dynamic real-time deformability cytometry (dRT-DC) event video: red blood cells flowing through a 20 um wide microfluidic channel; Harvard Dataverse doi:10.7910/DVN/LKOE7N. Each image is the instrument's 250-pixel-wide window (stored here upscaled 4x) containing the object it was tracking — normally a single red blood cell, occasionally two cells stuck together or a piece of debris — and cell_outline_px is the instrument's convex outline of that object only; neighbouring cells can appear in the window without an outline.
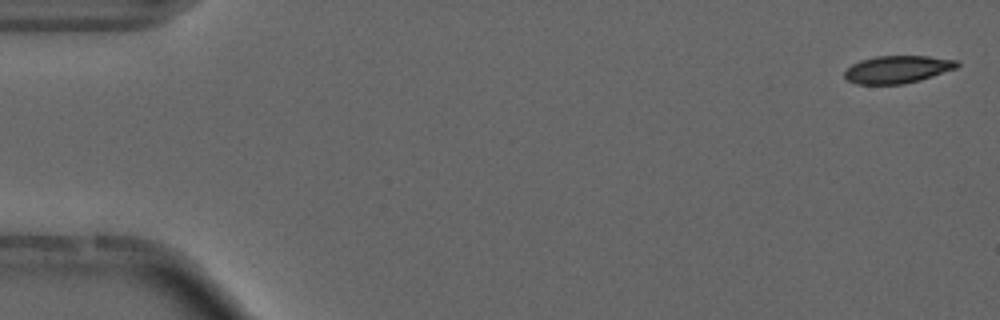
{"species": "common noctule bat (a hibernating species)", "species_latin": "Nyctalus noctula", "temperature_condition": "cold", "stored_images_in_passage": 55, "camera_frame_rate_fps": 3000, "um_per_image_px": 0.085, "animal": {"sex": "male", "forearm_length_mm": 52.5}, "frame": {"image": 1, "passage_image": 2, "time_ms": 0.333, "image_size_px": [1000, 320], "cell_outline_px": [[960, 64], [956, 68], [920, 80], [904, 84], [856, 84], [848, 80], [844, 76], [844, 72], [852, 64], [860, 60], [876, 56], [928, 56], [956, 60]], "centroid_in_image_um": [76.27, 5.9], "position_along_channel_um": 8.7, "area_um2": 17.98}}
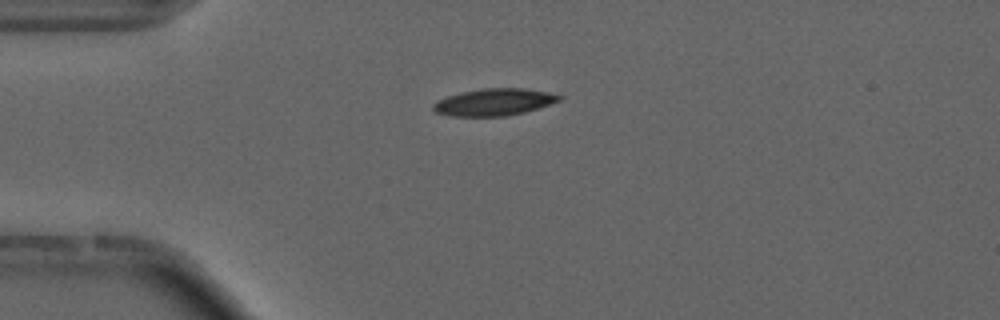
{"frame": {"image": 2, "passage_image": 14, "time_ms": 4.333, "image_size_px": [1000, 320], "cell_outline_px": [[564, 96], [560, 100], [524, 112], [504, 116], [452, 116], [436, 112], [432, 108], [432, 104], [436, 100], [448, 96], [464, 92], [484, 88], [524, 88], [548, 92]], "centroid_in_image_um": [41.98, 8.67], "position_along_channel_um": 43.0, "area_um2": 19.59}, "authors_computed_cell_mechanics": {"area_um2": 19.0162, "velocity_mm_per_s": 3.7179, "shape_relaxation_time_tau1_ms": 7.7726, "shape_relaxation_time_tau2_ms": 4.8117, "deformation_change_tau1": 0.1619, "deformation_change_tau2": 0.1255}}